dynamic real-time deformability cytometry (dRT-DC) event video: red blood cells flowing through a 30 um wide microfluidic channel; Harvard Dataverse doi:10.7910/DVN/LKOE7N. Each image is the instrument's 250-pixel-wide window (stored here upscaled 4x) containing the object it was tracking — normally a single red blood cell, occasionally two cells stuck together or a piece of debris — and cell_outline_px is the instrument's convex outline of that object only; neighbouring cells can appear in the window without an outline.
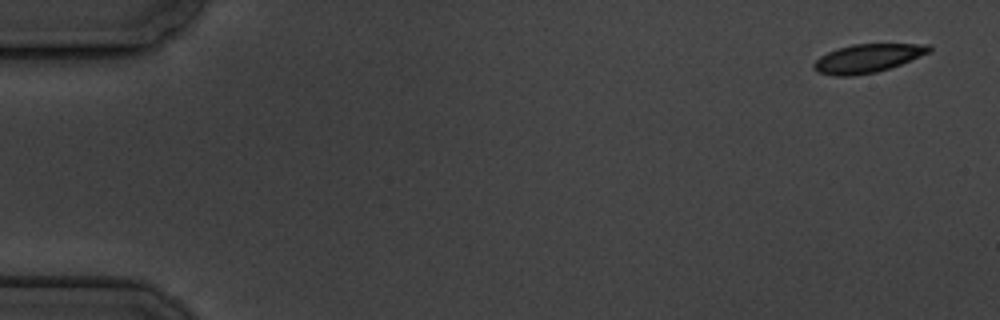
{"species": "common noctule bat (a hibernating species)", "species_latin": "Nyctalus noctula", "temperature_condition": "cold", "stored_images_in_passage": 4, "camera_frame_rate_fps": 3000, "um_per_image_px": 0.085, "animal": {"sex": "male", "body_mass_g": 19.5, "forearm_length_mm": 54.6}, "frame": {"image": 1, "passage_image": 1, "time_ms": 0.0, "image_size_px": [1000, 320], "cell_outline_px": [[932, 48], [928, 52], [900, 64], [876, 72], [852, 76], [832, 76], [816, 72], [812, 68], [812, 64], [820, 56], [836, 48], [852, 44], [928, 44]], "centroid_in_image_um": [73.65, 4.96], "position_along_channel_um": 11.4, "area_um2": 19.07}}